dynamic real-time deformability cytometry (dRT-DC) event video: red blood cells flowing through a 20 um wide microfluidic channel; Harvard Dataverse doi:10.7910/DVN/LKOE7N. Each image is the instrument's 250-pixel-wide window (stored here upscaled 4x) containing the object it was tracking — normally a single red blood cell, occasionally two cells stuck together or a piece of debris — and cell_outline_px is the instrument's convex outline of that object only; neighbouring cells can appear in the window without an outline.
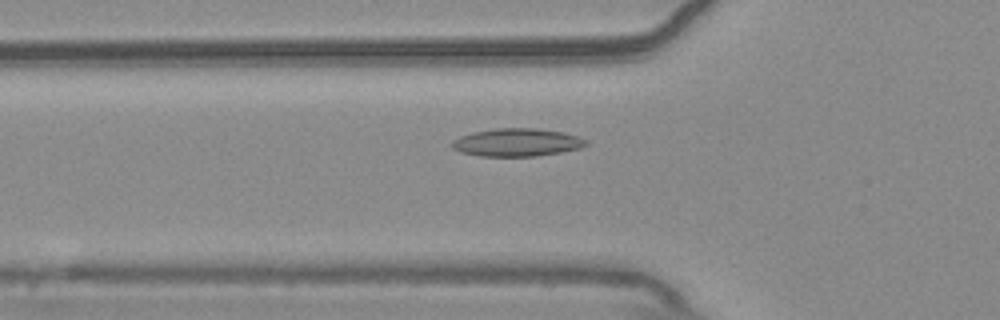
{"species": "common noctule bat (a hibernating species)", "species_latin": "Nyctalus noctula", "temperature_condition": "warm", "stored_images_in_passage": 55, "camera_frame_rate_fps": 3000, "um_per_image_px": 0.085, "animal": {"sex": "male", "body_mass_g": 20.4}, "frame": {"image": 1, "passage_image": 19, "time_ms": 6.0, "image_size_px": [1000, 320], "cell_outline_px": [[588, 144], [580, 148], [560, 152], [536, 156], [480, 156], [460, 152], [452, 148], [448, 144], [452, 140], [460, 136], [472, 132], [496, 128], [536, 128], [564, 132], [588, 140]], "centroid_in_image_um": [43.9, 12.1], "position_along_channel_um": 81.9, "area_um2": 21.96}}
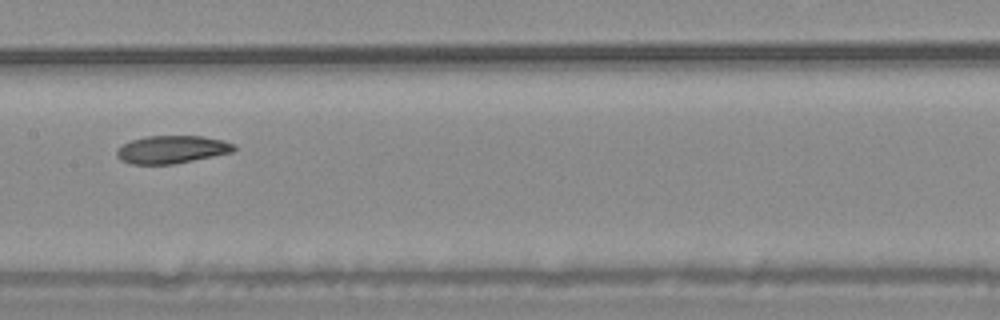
{"frame": {"image": 2, "passage_image": 28, "time_ms": 9.0, "image_size_px": [1000, 320], "cell_outline_px": [[236, 148], [232, 152], [172, 164], [132, 164], [120, 160], [116, 156], [116, 148], [132, 140], [144, 136], [204, 136], [224, 140], [236, 144]], "centroid_in_image_um": [14.59, 12.69], "position_along_channel_um": 192.8, "area_um2": 19.02}}
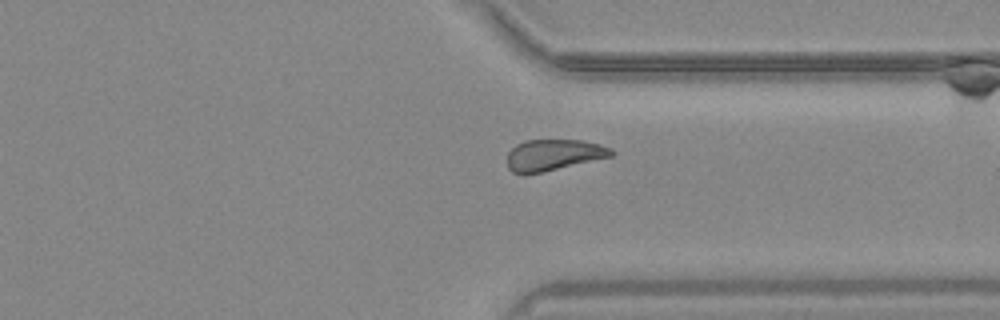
{"frame": {"image": 3, "passage_image": 42, "time_ms": 13.667, "image_size_px": [1000, 320], "cell_outline_px": [[616, 152], [612, 156], [544, 172], [524, 176], [512, 172], [508, 168], [508, 152], [516, 144], [524, 140], [580, 140], [600, 144], [612, 148]], "centroid_in_image_um": [47.03, 13.18], "position_along_channel_um": 364.4, "area_um2": 19.25}, "authors_computed_cell_mechanics": {"area_um2": 20.4612, "velocity_mm_per_s": 3.6768, "shape_relaxation_time_tau1_ms": 9.4595, "shape_relaxation_time_tau2_ms": null, "deformation_change_tau1": 0.1662, "deformation_change_tau2": null}}